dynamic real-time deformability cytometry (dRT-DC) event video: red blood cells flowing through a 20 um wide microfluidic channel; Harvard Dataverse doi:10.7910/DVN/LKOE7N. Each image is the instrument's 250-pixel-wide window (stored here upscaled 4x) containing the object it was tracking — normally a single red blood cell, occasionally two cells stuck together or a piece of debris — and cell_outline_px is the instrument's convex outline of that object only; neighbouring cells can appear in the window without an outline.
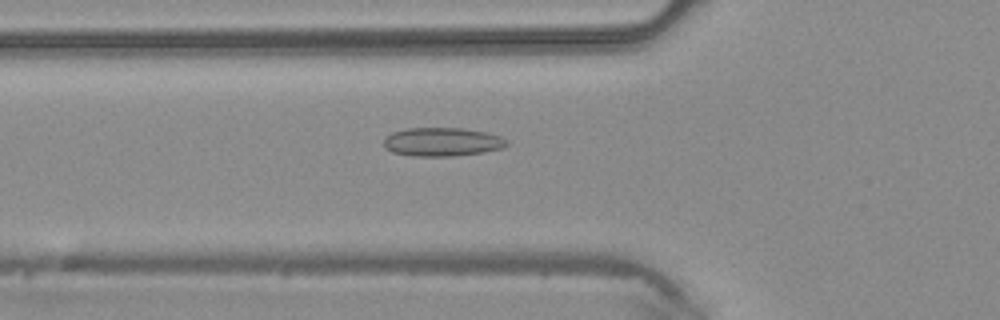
{"species": "common noctule bat (a hibernating species)", "species_latin": "Nyctalus noctula", "temperature_condition": "warm", "stored_images_in_passage": 36, "camera_frame_rate_fps": 3000, "um_per_image_px": 0.085, "animal": {"sex": "male", "body_mass_g": 20.4}, "frame": {"image": 1, "passage_image": 7, "time_ms": 2.0, "image_size_px": [1000, 320], "cell_outline_px": [[508, 144], [500, 148], [480, 152], [452, 156], [412, 156], [392, 152], [384, 148], [384, 140], [392, 132], [408, 128], [460, 128], [484, 132], [500, 136], [508, 140]], "centroid_in_image_um": [37.55, 12.06], "position_along_channel_um": 88.3, "area_um2": 20.29}}
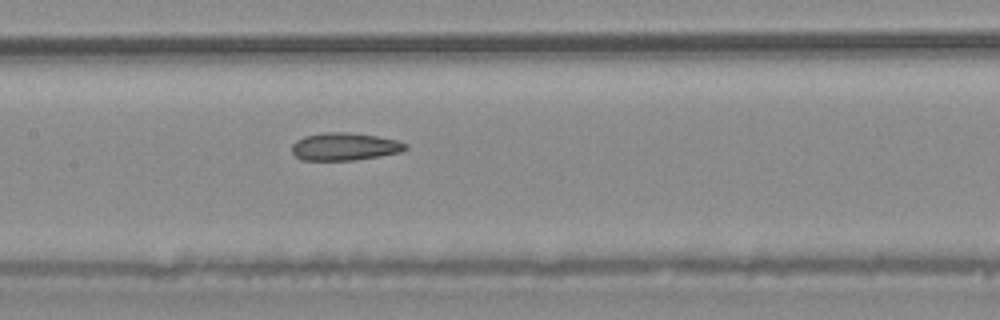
{"frame": {"image": 2, "passage_image": 13, "time_ms": 4.0, "image_size_px": [1000, 320], "cell_outline_px": [[408, 148], [400, 152], [380, 156], [356, 160], [300, 160], [292, 152], [292, 144], [296, 140], [304, 136], [324, 132], [348, 132], [376, 136], [396, 140], [408, 144]], "centroid_in_image_um": [29.28, 12.46], "position_along_channel_um": 178.1, "area_um2": 18.38}}
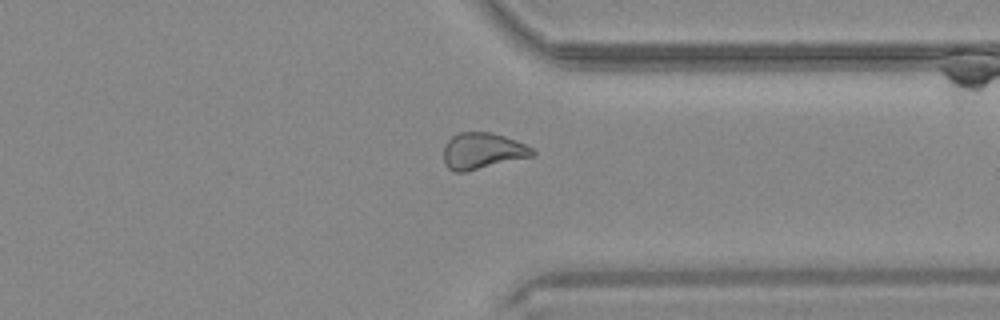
{"frame": {"image": 3, "passage_image": 26, "time_ms": 8.333, "image_size_px": [1000, 320], "cell_outline_px": [[536, 156], [464, 172], [456, 172], [448, 168], [444, 160], [444, 148], [448, 140], [452, 136], [460, 132], [492, 132], [516, 140], [532, 148], [536, 152]], "centroid_in_image_um": [41.04, 12.83], "position_along_channel_um": 370.4, "area_um2": 18.84}}